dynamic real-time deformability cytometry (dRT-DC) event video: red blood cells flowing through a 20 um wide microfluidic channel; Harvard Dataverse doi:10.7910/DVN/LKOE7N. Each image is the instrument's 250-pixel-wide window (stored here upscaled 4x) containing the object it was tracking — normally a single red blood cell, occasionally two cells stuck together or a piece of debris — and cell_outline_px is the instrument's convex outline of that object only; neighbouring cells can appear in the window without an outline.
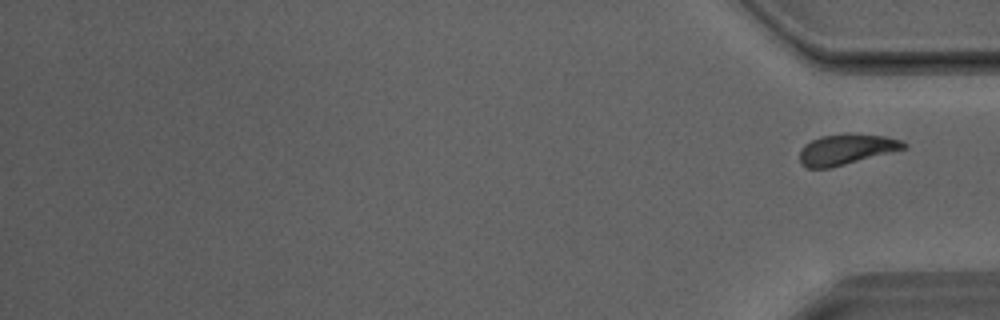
{"species": "Egyptian fruit bat (a non-hibernating species)", "species_latin": "Rousettus aegyptiacus", "temperature_condition": "room temperature", "stored_images_in_passage": 40, "segment_of_instrument_passage": [2, 2], "camera_frame_rate_fps": 3000, "um_per_image_px": 0.085, "animal": {"sex": "male"}, "frame": {"image": 1, "passage_image": 40, "time_ms": 13.0, "image_size_px": [1000, 320], "cell_outline_px": [[908, 148], [828, 168], [808, 168], [800, 164], [800, 148], [804, 144], [820, 136], [848, 132], [852, 132], [884, 136], [904, 140], [908, 144]], "centroid_in_image_um": [71.96, 12.66], "position_along_channel_um": 363.2, "area_um2": 18.84}}